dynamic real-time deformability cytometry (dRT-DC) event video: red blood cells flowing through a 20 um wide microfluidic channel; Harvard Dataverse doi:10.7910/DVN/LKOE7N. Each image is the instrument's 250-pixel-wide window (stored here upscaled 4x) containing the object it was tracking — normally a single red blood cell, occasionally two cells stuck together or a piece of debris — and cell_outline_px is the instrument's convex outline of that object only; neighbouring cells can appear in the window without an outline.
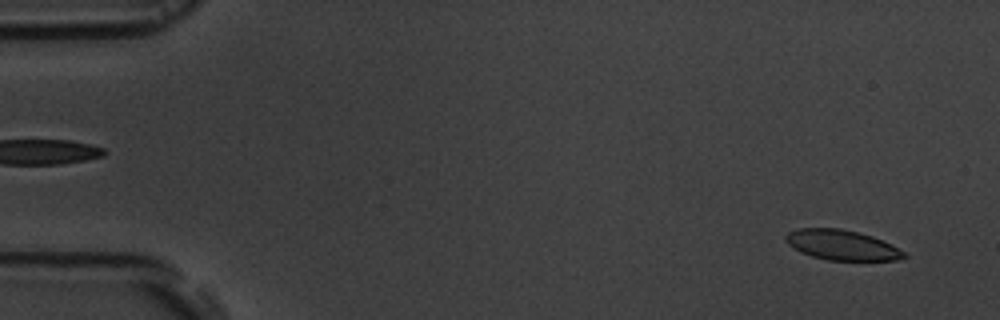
{"species": "common noctule bat (a hibernating species)", "species_latin": "Nyctalus noctula", "temperature_condition": "room temperature", "stored_images_in_passage": 4, "segment_of_instrument_passage": [2, 2], "camera_frame_rate_fps": 3000, "um_per_image_px": 0.085, "animal": {"sex": "male", "body_mass_g": 19.5, "forearm_length_mm": 54.6}, "frame": {"image": 1, "passage_image": 4, "time_ms": 4.333, "image_size_px": [1000, 320], "cell_outline_px": [[908, 256], [896, 260], [828, 260], [812, 256], [800, 252], [788, 244], [784, 240], [784, 236], [788, 232], [796, 228], [840, 228], [872, 236], [904, 252]], "centroid_in_image_um": [71.48, 20.82], "position_along_channel_um": 13.5, "area_um2": 20.52}}